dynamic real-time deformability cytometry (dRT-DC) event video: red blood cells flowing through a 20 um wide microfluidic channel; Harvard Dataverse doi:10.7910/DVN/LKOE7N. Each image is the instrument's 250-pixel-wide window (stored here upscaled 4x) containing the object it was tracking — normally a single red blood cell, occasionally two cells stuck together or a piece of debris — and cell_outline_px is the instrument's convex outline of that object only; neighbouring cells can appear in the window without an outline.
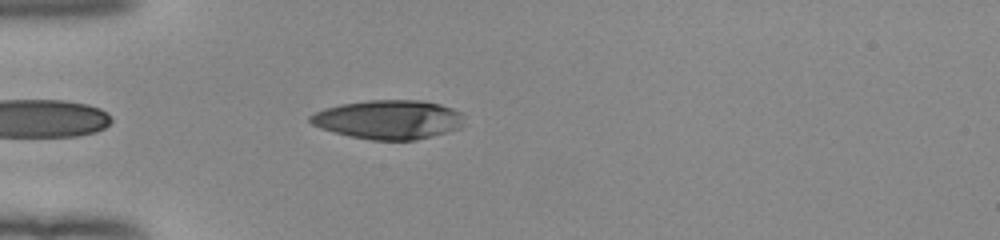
{"species": "human", "species_latin": "Homo sapiens", "temperature_condition": "room temperature", "stored_images_in_passage": 38, "camera_frame_rate_fps": 3000, "um_per_image_px": 0.085, "donor": {"sex": "female"}, "frame": {"image": 1, "passage_image": 2, "time_ms": 0.333, "image_size_px": [1000, 240], "cell_outline_px": [[464, 124], [460, 128], [432, 136], [416, 140], [372, 140], [348, 136], [320, 128], [312, 124], [308, 120], [308, 116], [324, 108], [340, 104], [368, 100], [420, 100], [440, 104], [452, 108], [460, 112]], "centroid_in_image_um": [33.0, 10.16], "position_along_channel_um": 52.0, "area_um2": 35.14}}
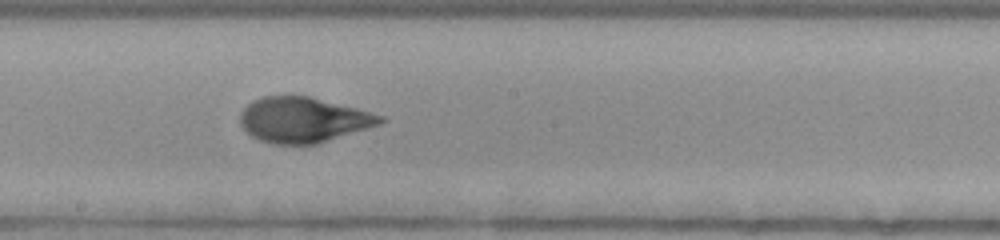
{"frame": {"image": 2, "passage_image": 16, "time_ms": 5.0, "image_size_px": [1000, 240], "cell_outline_px": [[388, 120], [380, 124], [316, 144], [272, 144], [260, 140], [252, 136], [240, 124], [240, 112], [252, 100], [264, 96], [308, 96], [356, 108], [384, 116]], "centroid_in_image_um": [25.77, 10.18], "position_along_channel_um": 222.4, "area_um2": 36.7}}
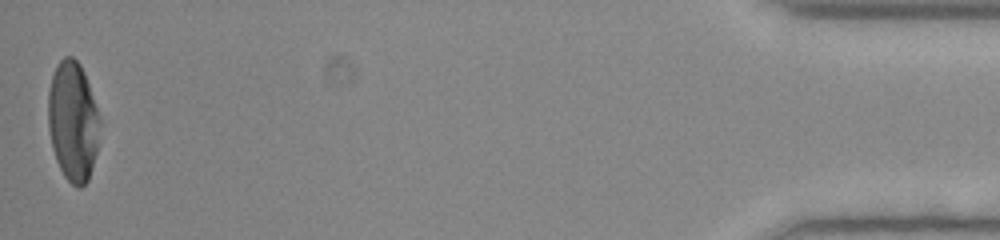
{"frame": {"image": 3, "passage_image": 38, "time_ms": 12.333, "image_size_px": [1000, 240], "cell_outline_px": [[100, 124], [96, 152], [88, 180], [80, 188], [76, 188], [64, 176], [56, 160], [52, 148], [48, 128], [48, 92], [52, 76], [56, 64], [64, 56], [72, 56], [80, 64], [84, 72], [100, 116]], "centroid_in_image_um": [6.18, 10.3], "position_along_channel_um": 429.0, "area_um2": 36.13}, "authors_computed_cell_mechanics": {"area_um2": 36.6163, "velocity_mm_per_s": 3.9841, "shape_relaxation_time_tau1_ms": 4.2323, "shape_relaxation_time_tau2_ms": 0.9567, "deformation_change_tau1": 0.2183, "deformation_change_tau2": 0.0619}}